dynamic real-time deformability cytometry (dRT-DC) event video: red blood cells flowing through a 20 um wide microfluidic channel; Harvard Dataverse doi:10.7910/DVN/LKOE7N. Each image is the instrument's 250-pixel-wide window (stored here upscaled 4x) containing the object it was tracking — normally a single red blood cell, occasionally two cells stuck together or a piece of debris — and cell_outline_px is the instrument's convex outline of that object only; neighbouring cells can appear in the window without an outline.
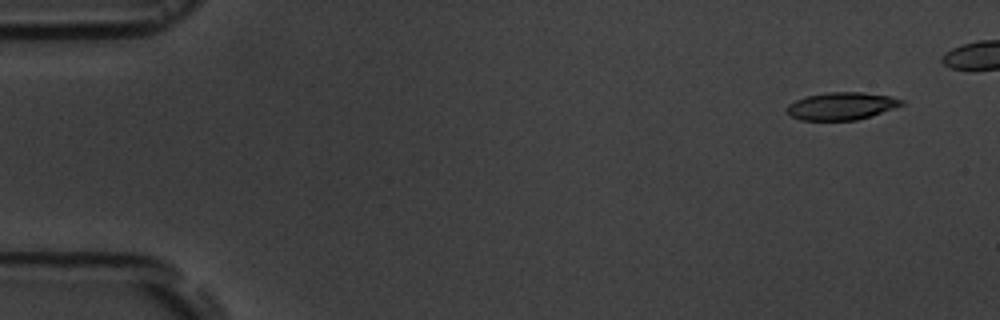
{"species": "common noctule bat (a hibernating species)", "species_latin": "Nyctalus noctula", "temperature_condition": "room temperature", "stored_images_in_passage": 9, "segment_of_instrument_passage": [1, 2], "camera_frame_rate_fps": 3000, "um_per_image_px": 0.085, "animal": {"sex": "male", "body_mass_g": 19.5, "forearm_length_mm": 54.6}, "frame": {"image": 1, "passage_image": 2, "time_ms": 1.0, "image_size_px": [1000, 320], "cell_outline_px": [[904, 104], [856, 120], [800, 120], [792, 116], [788, 112], [788, 104], [804, 96], [828, 92], [864, 92], [888, 96], [904, 100]], "centroid_in_image_um": [71.49, 9.0], "position_along_channel_um": 13.5, "area_um2": 18.09}}
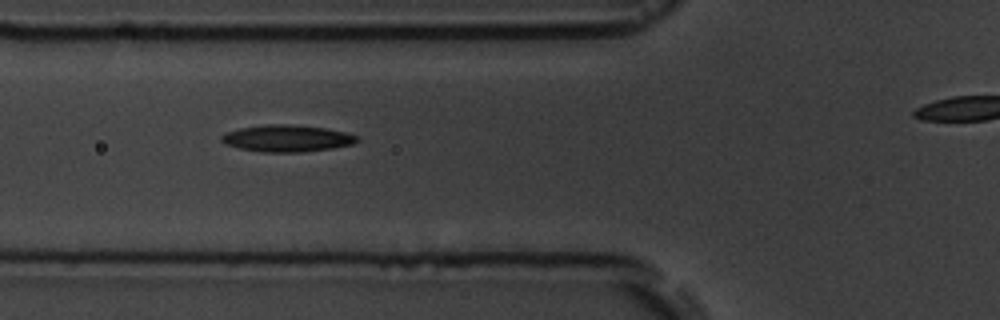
{"frame": {"image": 2, "passage_image": 7, "time_ms": 6.667, "image_size_px": [1000, 320], "cell_outline_px": [[360, 140], [352, 144], [332, 148], [300, 152], [264, 152], [240, 148], [224, 144], [220, 140], [220, 136], [228, 132], [240, 128], [268, 124], [288, 124], [324, 128], [344, 132], [360, 136]], "centroid_in_image_um": [24.4, 11.76], "position_along_channel_um": 101.4, "area_um2": 21.04}}
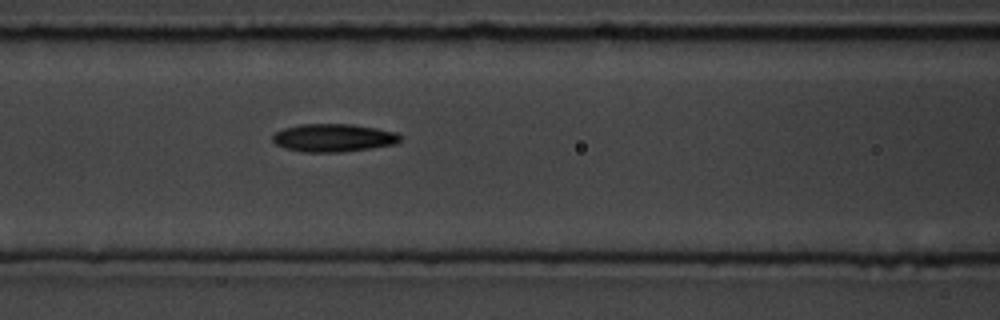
{"frame": {"image": 3, "passage_image": 8, "time_ms": 7.667, "image_size_px": [1000, 320], "cell_outline_px": [[404, 136], [400, 140], [392, 144], [372, 148], [340, 152], [300, 152], [284, 148], [276, 144], [272, 140], [272, 136], [276, 132], [284, 128], [300, 124], [352, 124], [376, 128], [396, 132]], "centroid_in_image_um": [28.33, 11.71], "position_along_channel_um": 138.3, "area_um2": 20.87}}